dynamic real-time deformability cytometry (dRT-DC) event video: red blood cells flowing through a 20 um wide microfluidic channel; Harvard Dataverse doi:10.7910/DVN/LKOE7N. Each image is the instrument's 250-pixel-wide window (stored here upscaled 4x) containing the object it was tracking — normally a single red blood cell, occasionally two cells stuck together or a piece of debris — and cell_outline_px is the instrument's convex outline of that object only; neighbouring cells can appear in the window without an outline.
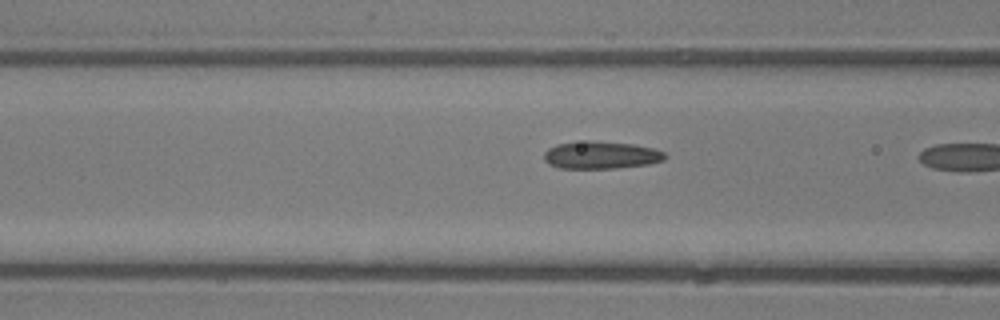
{"species": "common noctule bat (a hibernating species)", "species_latin": "Nyctalus noctula", "temperature_condition": "room temperature", "stored_images_in_passage": 18, "camera_frame_rate_fps": 3000, "um_per_image_px": 0.085, "animal": {"sex": "male", "body_mass_g": 13.3}, "frame": {"image": 1, "passage_image": 17, "time_ms": 5.333, "image_size_px": [1000, 320], "cell_outline_px": [[668, 156], [664, 160], [648, 164], [616, 168], [560, 168], [548, 164], [544, 160], [544, 152], [548, 148], [556, 144], [588, 140], [636, 144], [656, 148], [664, 152]], "centroid_in_image_um": [51.1, 13.17], "position_along_channel_um": 115.5, "area_um2": 19.65}}